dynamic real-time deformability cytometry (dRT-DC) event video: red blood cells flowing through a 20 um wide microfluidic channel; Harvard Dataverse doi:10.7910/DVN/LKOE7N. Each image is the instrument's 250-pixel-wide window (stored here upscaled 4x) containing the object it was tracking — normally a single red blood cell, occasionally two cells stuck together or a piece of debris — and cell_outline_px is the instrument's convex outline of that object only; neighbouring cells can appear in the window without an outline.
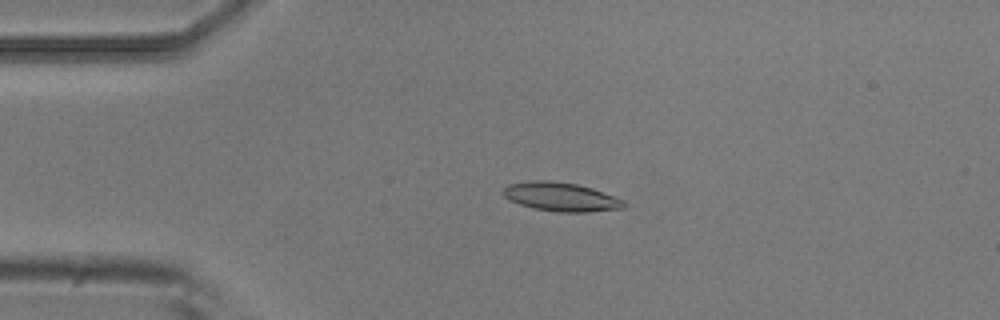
{"species": "common noctule bat (a hibernating species)", "species_latin": "Nyctalus noctula", "temperature_condition": "room temperature", "stored_images_in_passage": 2, "camera_frame_rate_fps": 3000, "um_per_image_px": 0.085, "animal": {"sex": "male", "body_mass_g": 20.5, "forearm_length_mm": 52.5}, "frame": {"image": 1, "passage_image": 2, "time_ms": 0.333, "image_size_px": [1000, 320], "cell_outline_px": [[624, 208], [588, 212], [556, 212], [532, 208], [520, 204], [504, 196], [504, 188], [508, 184], [528, 180], [548, 180], [576, 184], [592, 188], [624, 200]], "centroid_in_image_um": [47.67, 16.73], "position_along_channel_um": 37.3, "area_um2": 20.17}}